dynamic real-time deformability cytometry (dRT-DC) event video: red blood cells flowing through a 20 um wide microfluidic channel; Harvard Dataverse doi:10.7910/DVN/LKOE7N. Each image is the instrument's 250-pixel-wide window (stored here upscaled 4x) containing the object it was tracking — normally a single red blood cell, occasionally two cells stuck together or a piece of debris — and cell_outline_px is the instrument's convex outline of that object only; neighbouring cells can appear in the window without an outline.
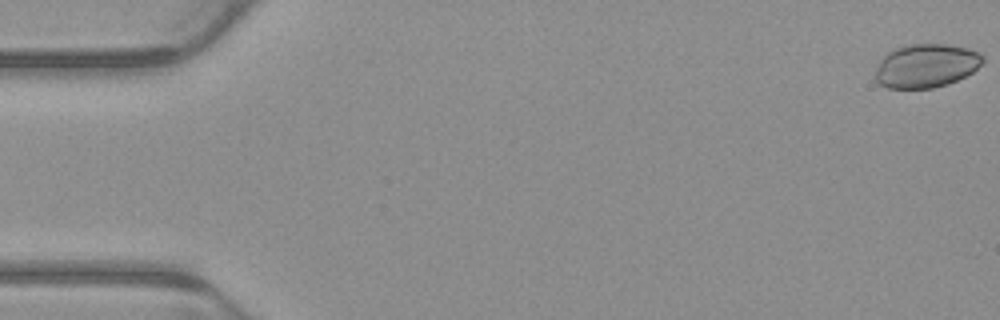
{"species": "common noctule bat (a hibernating species)", "species_latin": "Nyctalus noctula", "temperature_condition": "warm", "stored_images_in_passage": 6, "segment_of_instrument_passage": [2, 2], "camera_frame_rate_fps": 3000, "um_per_image_px": 0.085, "animal": {"sex": "male", "body_mass_g": 23.1, "forearm_length_mm": 52.7}, "frame": {"image": 1, "passage_image": 6, "time_ms": 1.667, "image_size_px": [1000, 320], "cell_outline_px": [[984, 60], [972, 72], [948, 84], [932, 88], [888, 88], [880, 84], [876, 80], [876, 68], [880, 60], [892, 48], [908, 44], [944, 44], [968, 48], [980, 52], [984, 56]], "centroid_in_image_um": [78.71, 5.57], "position_along_channel_um": 6.3, "area_um2": 27.34}}